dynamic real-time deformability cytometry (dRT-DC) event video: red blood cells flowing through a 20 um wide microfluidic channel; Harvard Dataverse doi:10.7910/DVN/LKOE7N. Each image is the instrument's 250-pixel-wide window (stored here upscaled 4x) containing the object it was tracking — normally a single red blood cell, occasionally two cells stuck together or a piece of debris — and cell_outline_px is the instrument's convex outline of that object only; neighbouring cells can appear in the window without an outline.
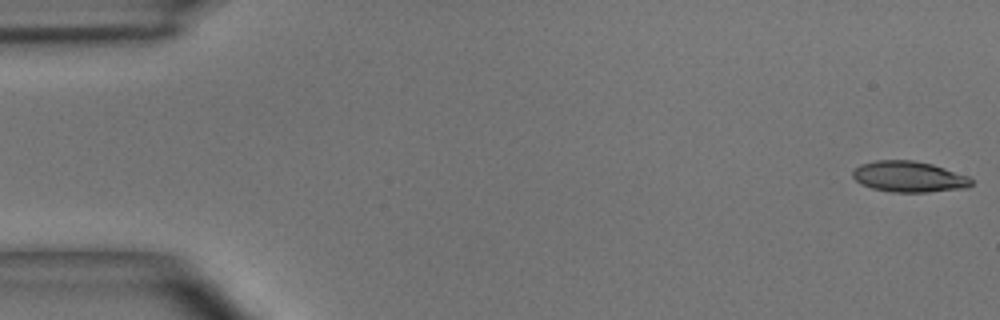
{"species": "common noctule bat (a hibernating species)", "species_latin": "Nyctalus noctula", "temperature_condition": "room temperature", "stored_images_in_passage": 5, "camera_frame_rate_fps": 3000, "um_per_image_px": 0.085, "animal": {"sex": "male", "body_mass_g": 15.6}, "frame": {"image": 1, "passage_image": 1, "time_ms": 0.0, "image_size_px": [1000, 320], "cell_outline_px": [[972, 184], [968, 188], [928, 192], [892, 192], [872, 188], [860, 184], [852, 176], [852, 172], [860, 164], [876, 160], [912, 160], [932, 164], [968, 176], [972, 180]], "centroid_in_image_um": [77.25, 15.02], "position_along_channel_um": 7.7, "area_um2": 21.39}}
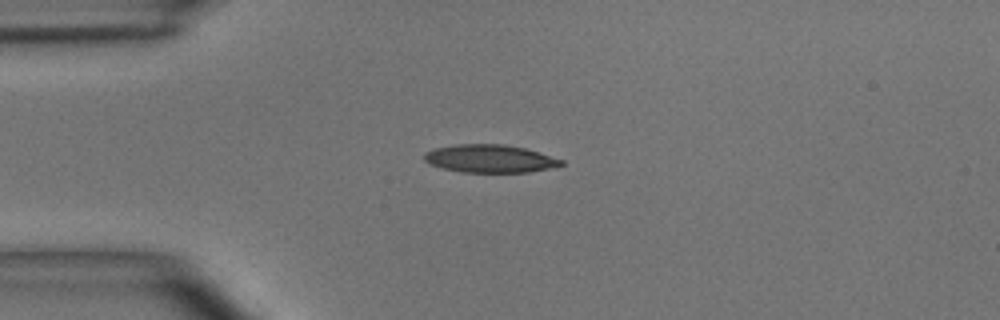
{"frame": {"image": 2, "passage_image": 4, "time_ms": 1.0, "image_size_px": [1000, 320], "cell_outline_px": [[564, 164], [548, 168], [528, 172], [464, 172], [440, 168], [428, 164], [424, 160], [424, 152], [436, 148], [456, 144], [504, 144], [524, 148], [564, 160]], "centroid_in_image_um": [41.59, 13.48], "position_along_channel_um": 43.4, "area_um2": 22.2}}